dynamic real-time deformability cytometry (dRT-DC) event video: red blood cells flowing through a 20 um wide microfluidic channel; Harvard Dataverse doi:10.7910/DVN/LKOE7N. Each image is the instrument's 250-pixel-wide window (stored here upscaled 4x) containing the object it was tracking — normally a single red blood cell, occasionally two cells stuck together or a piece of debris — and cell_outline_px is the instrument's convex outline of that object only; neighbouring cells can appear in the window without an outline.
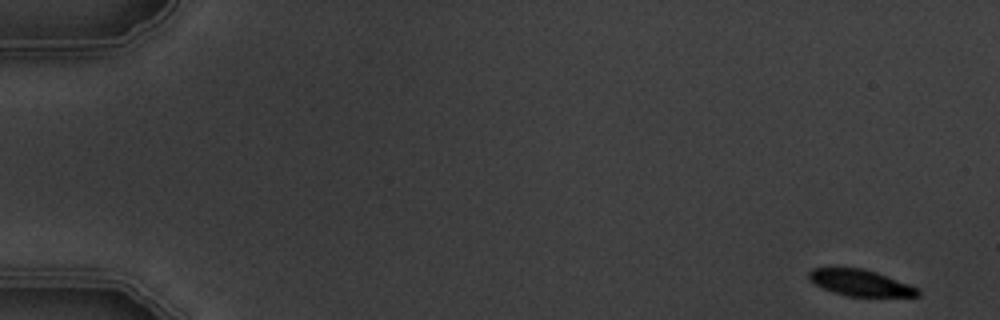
{"species": "common noctule bat (a hibernating species)", "species_latin": "Nyctalus noctula", "temperature_condition": "warm", "stored_images_in_passage": 6, "camera_frame_rate_fps": 3000, "um_per_image_px": 0.085, "animal": {"sex": "male", "body_mass_g": 19.5, "forearm_length_mm": 54.6}, "frame": {"image": 1, "passage_image": 1, "time_ms": 0.0, "image_size_px": [1000, 320], "cell_outline_px": [[920, 296], [848, 296], [832, 292], [808, 280], [808, 272], [812, 268], [864, 268], [876, 272], [920, 288]], "centroid_in_image_um": [73.13, 24.03], "position_along_channel_um": 11.9, "area_um2": 16.65}}
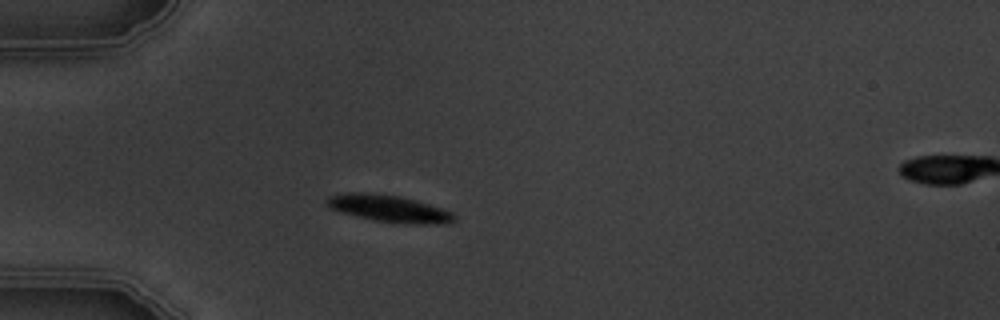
{"frame": {"image": 2, "passage_image": 5, "time_ms": 4.667, "image_size_px": [1000, 320], "cell_outline_px": [[456, 220], [436, 224], [412, 224], [376, 220], [344, 212], [332, 208], [328, 204], [328, 196], [348, 192], [372, 192], [400, 196], [416, 200], [452, 212], [456, 216]], "centroid_in_image_um": [33.11, 17.7], "position_along_channel_um": 51.9, "area_um2": 19.54}}